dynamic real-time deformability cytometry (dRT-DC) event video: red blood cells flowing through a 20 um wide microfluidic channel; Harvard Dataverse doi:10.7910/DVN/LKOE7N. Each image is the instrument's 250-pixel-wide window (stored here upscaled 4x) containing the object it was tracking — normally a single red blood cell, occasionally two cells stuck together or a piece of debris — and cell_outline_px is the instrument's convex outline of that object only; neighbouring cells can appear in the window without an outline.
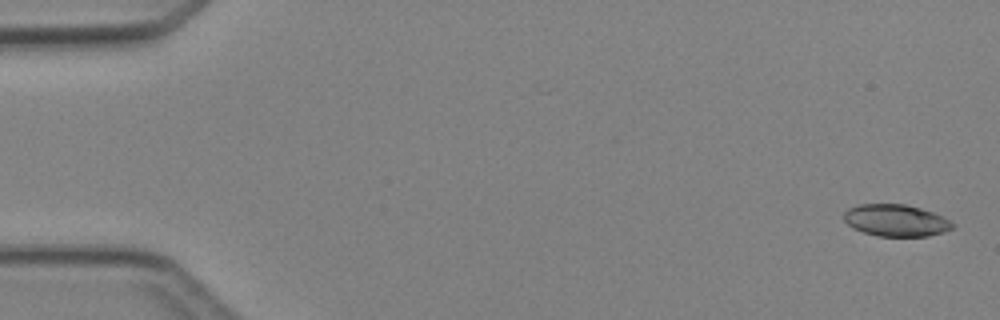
{"species": "Egyptian fruit bat (a non-hibernating species)", "species_latin": "Rousettus aegyptiacus", "temperature_condition": "cold", "stored_images_in_passage": 5, "camera_frame_rate_fps": 3000, "um_per_image_px": 0.085, "animal": {"sex": "female"}, "frame": {"image": 1, "passage_image": 1, "time_ms": 0.0, "image_size_px": [1000, 320], "cell_outline_px": [[956, 224], [952, 228], [944, 232], [928, 236], [876, 236], [852, 228], [844, 220], [844, 212], [848, 208], [860, 204], [904, 204], [920, 208], [932, 212]], "centroid_in_image_um": [76.13, 18.74], "position_along_channel_um": 8.9, "area_um2": 20.11}}